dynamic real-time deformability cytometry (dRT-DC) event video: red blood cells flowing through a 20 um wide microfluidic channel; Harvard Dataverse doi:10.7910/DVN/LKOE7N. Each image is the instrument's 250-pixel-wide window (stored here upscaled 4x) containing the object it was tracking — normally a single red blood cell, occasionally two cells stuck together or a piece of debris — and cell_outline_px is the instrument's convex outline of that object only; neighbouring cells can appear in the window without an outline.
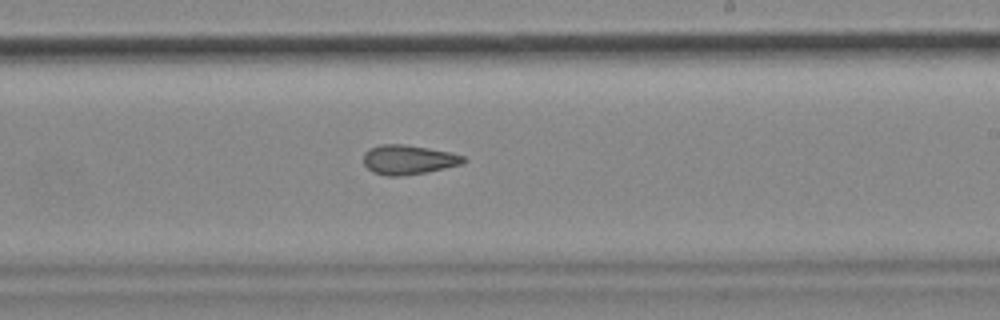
{"species": "common noctule bat (a hibernating species)", "species_latin": "Nyctalus noctula", "temperature_condition": "cold", "stored_images_in_passage": 55, "camera_frame_rate_fps": 3000, "um_per_image_px": 0.085, "animal": {"sex": "female", "body_mass_g": 18.4}, "frame": {"image": 1, "passage_image": 32, "time_ms": 10.333, "image_size_px": [1000, 320], "cell_outline_px": [[468, 160], [464, 164], [424, 172], [400, 176], [388, 176], [372, 172], [364, 164], [364, 152], [368, 148], [380, 144], [404, 144], [452, 152], [464, 156]], "centroid_in_image_um": [34.72, 13.56], "position_along_channel_um": 254.3, "area_um2": 17.28}, "authors_computed_cell_mechanics": {"area_um2": 17.7446, "velocity_mm_per_s": 3.5821, "shape_relaxation_time_tau1_ms": null, "shape_relaxation_time_tau2_ms": 4.6836, "deformation_change_tau1": null, "deformation_change_tau2": 0.122}}